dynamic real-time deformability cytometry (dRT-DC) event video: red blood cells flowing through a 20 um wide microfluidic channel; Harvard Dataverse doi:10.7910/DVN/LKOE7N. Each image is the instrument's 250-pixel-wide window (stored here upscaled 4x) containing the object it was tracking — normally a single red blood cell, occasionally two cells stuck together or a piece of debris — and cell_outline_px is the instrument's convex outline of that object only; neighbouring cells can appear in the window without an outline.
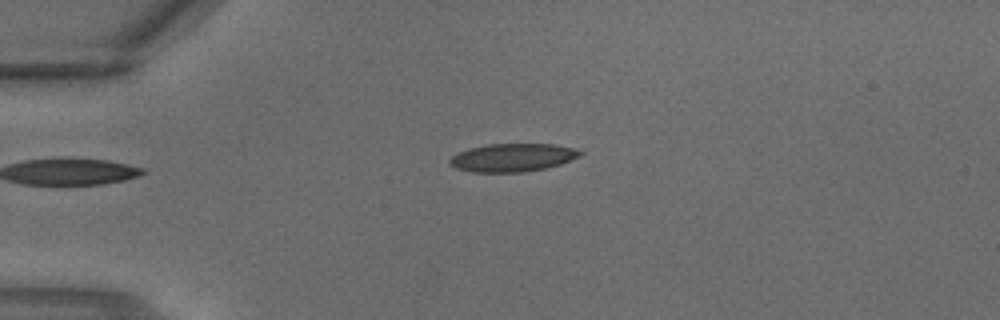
{"species": "common noctule bat (a hibernating species)", "species_latin": "Nyctalus noctula", "temperature_condition": "warm", "stored_images_in_passage": 2, "camera_frame_rate_fps": 3000, "um_per_image_px": 0.085, "animal": {"sex": "male", "body_mass_g": 18.8}, "frame": {"image": 1, "passage_image": 2, "time_ms": 0.333, "image_size_px": [1000, 320], "cell_outline_px": [[584, 152], [580, 156], [560, 164], [544, 168], [524, 172], [472, 172], [456, 168], [448, 164], [448, 160], [452, 156], [468, 148], [488, 144], [552, 144], [572, 148]], "centroid_in_image_um": [43.53, 13.39], "position_along_channel_um": 41.5, "area_um2": 21.27}}